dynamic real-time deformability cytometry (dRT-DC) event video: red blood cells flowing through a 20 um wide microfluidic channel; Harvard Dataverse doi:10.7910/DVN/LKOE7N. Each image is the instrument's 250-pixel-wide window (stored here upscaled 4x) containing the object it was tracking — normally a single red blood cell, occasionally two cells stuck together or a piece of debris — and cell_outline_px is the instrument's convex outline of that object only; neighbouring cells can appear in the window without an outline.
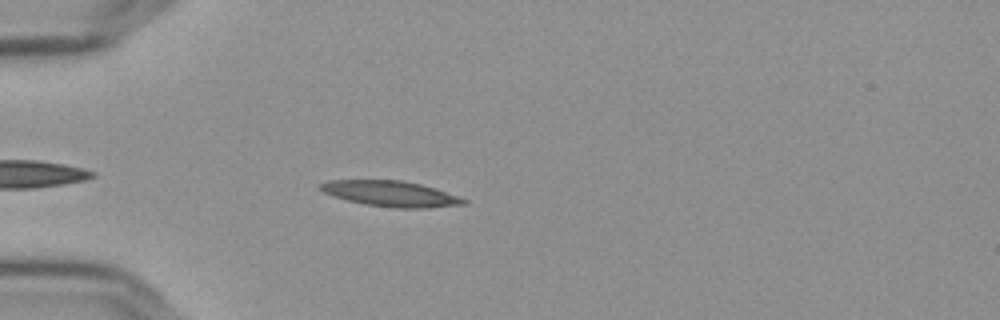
{"species": "Egyptian fruit bat (a non-hibernating species)", "species_latin": "Rousettus aegyptiacus", "temperature_condition": "cold", "stored_images_in_passage": 45, "camera_frame_rate_fps": 3000, "um_per_image_px": 0.085, "frame": {"image": 1, "passage_image": 5, "time_ms": 1.333, "image_size_px": [1000, 320], "cell_outline_px": [[468, 204], [428, 208], [396, 208], [364, 204], [332, 196], [316, 188], [320, 184], [328, 180], [400, 180], [420, 184], [468, 200]], "centroid_in_image_um": [33.17, 16.47], "position_along_channel_um": 51.8, "area_um2": 21.27}}
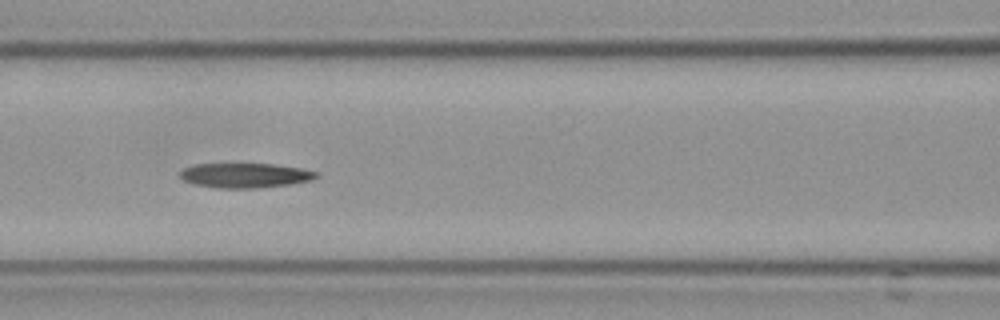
{"frame": {"image": 2, "passage_image": 14, "time_ms": 4.333, "image_size_px": [1000, 320], "cell_outline_px": [[320, 176], [312, 180], [288, 184], [256, 188], [216, 188], [196, 184], [184, 180], [180, 176], [180, 172], [184, 168], [196, 164], [272, 164], [300, 168], [320, 172]], "centroid_in_image_um": [20.87, 14.91], "position_along_channel_um": 145.7, "area_um2": 19.48}}
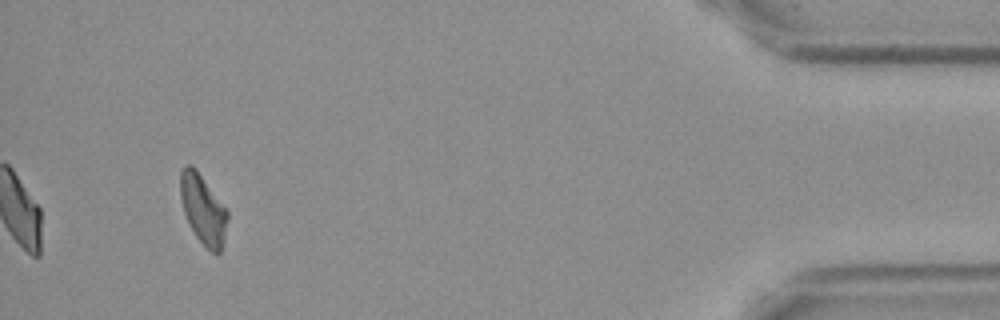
{"frame": {"image": 3, "passage_image": 42, "time_ms": 13.667, "image_size_px": [1000, 320], "cell_outline_px": [[228, 220], [220, 252], [216, 256], [196, 236], [188, 224], [184, 212], [180, 196], [180, 172], [184, 164], [192, 164], [196, 168], [228, 212]], "centroid_in_image_um": [17.23, 17.76], "position_along_channel_um": 418.0, "area_um2": 18.96}}